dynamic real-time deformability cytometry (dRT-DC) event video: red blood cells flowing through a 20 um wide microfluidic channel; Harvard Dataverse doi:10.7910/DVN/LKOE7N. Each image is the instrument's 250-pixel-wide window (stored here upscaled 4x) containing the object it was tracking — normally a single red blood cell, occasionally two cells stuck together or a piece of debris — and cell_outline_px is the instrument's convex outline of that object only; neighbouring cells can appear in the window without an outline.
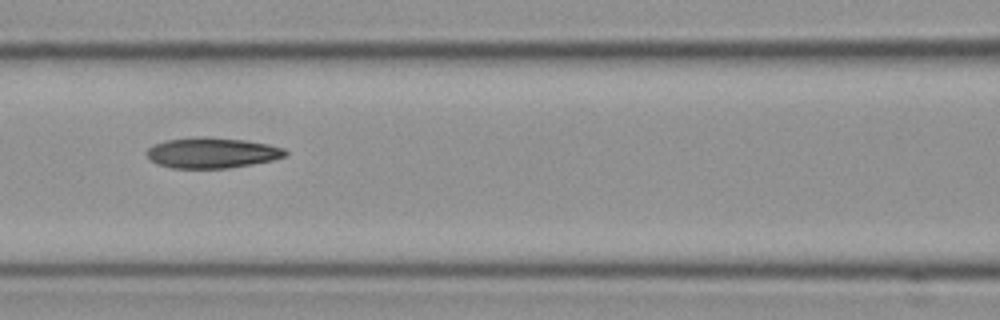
{"species": "Egyptian fruit bat (a non-hibernating species)", "species_latin": "Rousettus aegyptiacus", "temperature_condition": "cold", "stored_images_in_passage": 12, "camera_frame_rate_fps": 3000, "um_per_image_px": 0.085, "frame": {"image": 1, "passage_image": 4, "time_ms": 1.0, "image_size_px": [1000, 320], "cell_outline_px": [[288, 156], [272, 160], [252, 164], [228, 168], [172, 168], [160, 164], [152, 160], [148, 156], [148, 148], [152, 144], [168, 140], [244, 140], [268, 144], [284, 148], [288, 152]], "centroid_in_image_um": [18.1, 13.04], "position_along_channel_um": 148.5, "area_um2": 23.41}}
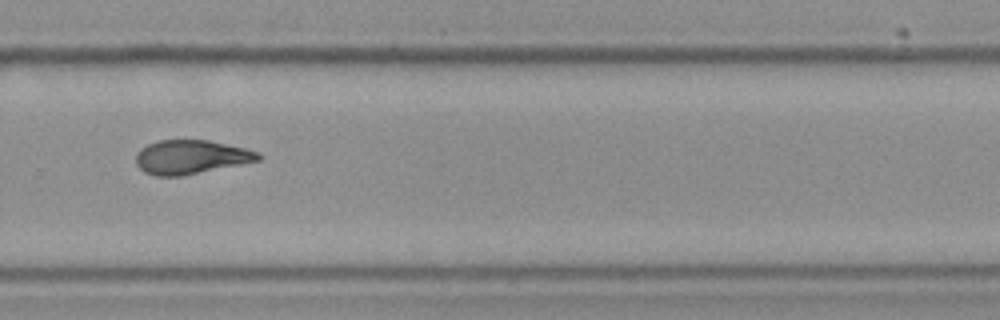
{"frame": {"image": 2, "passage_image": 8, "time_ms": 2.333, "image_size_px": [1000, 320], "cell_outline_px": [[260, 160], [180, 176], [156, 176], [144, 172], [136, 164], [136, 152], [140, 148], [148, 144], [160, 140], [208, 140], [244, 148], [260, 152]], "centroid_in_image_um": [16.19, 13.34], "position_along_channel_um": 313.6, "area_um2": 23.99}}
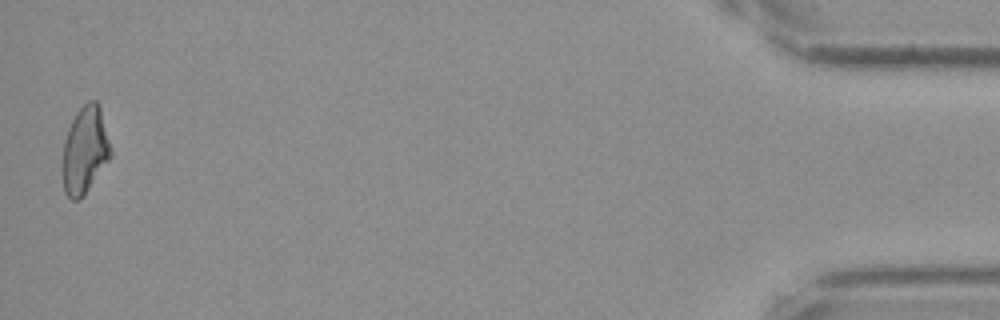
{"frame": {"image": 3, "passage_image": 12, "time_ms": 3.667, "image_size_px": [1000, 320], "cell_outline_px": [[112, 156], [80, 200], [72, 200], [64, 192], [60, 172], [64, 140], [68, 128], [76, 112], [88, 100], [96, 100], [100, 108], [112, 152]], "centroid_in_image_um": [7.17, 12.8], "position_along_channel_um": 428.0, "area_um2": 24.74}}